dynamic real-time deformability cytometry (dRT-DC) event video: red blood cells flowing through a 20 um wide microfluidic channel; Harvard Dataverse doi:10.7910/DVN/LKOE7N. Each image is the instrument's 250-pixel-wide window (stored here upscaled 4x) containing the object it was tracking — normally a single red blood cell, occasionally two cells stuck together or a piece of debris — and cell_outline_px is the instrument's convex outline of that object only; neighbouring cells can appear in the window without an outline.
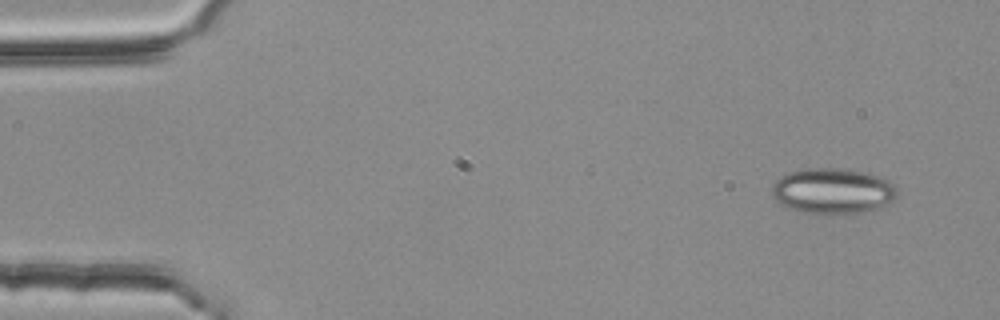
{"species": "common noctule bat (a hibernating species)", "species_latin": "Nyctalus noctula", "temperature_condition": "room temperature", "stored_images_in_passage": 4, "camera_frame_rate_fps": 3000, "um_per_image_px": 0.085, "animal": {"sex": "female", "body_mass_g": 25.1}, "frame": {"image": 1, "passage_image": 1, "time_ms": 0.0, "image_size_px": [1000, 320], "cell_outline_px": [[896, 196], [892, 200], [876, 208], [852, 212], [808, 212], [792, 208], [780, 204], [772, 196], [772, 184], [780, 176], [788, 172], [804, 168], [832, 168], [864, 172], [880, 176], [888, 180], [896, 188]], "centroid_in_image_um": [70.73, 16.18], "position_along_channel_um": 14.3, "area_um2": 32.37}}
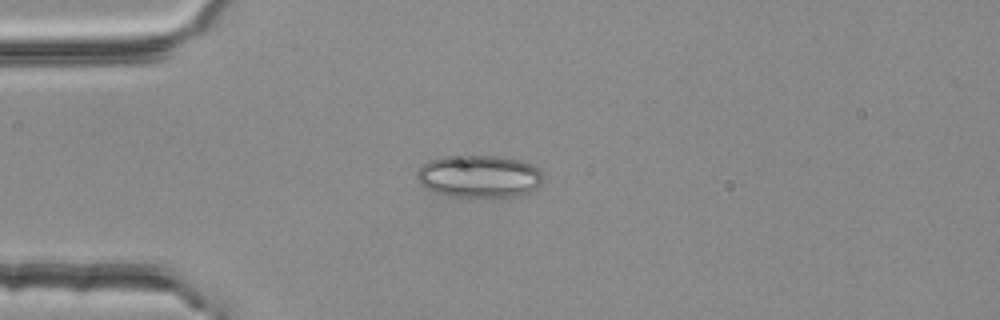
{"frame": {"image": 2, "passage_image": 3, "time_ms": 0.667, "image_size_px": [1000, 320], "cell_outline_px": [[544, 180], [536, 188], [520, 196], [448, 196], [432, 192], [420, 184], [416, 176], [416, 172], [428, 160], [444, 156], [464, 152], [496, 156], [520, 160], [532, 164], [544, 176]], "centroid_in_image_um": [40.69, 14.94], "position_along_channel_um": 44.3, "area_um2": 32.02}}